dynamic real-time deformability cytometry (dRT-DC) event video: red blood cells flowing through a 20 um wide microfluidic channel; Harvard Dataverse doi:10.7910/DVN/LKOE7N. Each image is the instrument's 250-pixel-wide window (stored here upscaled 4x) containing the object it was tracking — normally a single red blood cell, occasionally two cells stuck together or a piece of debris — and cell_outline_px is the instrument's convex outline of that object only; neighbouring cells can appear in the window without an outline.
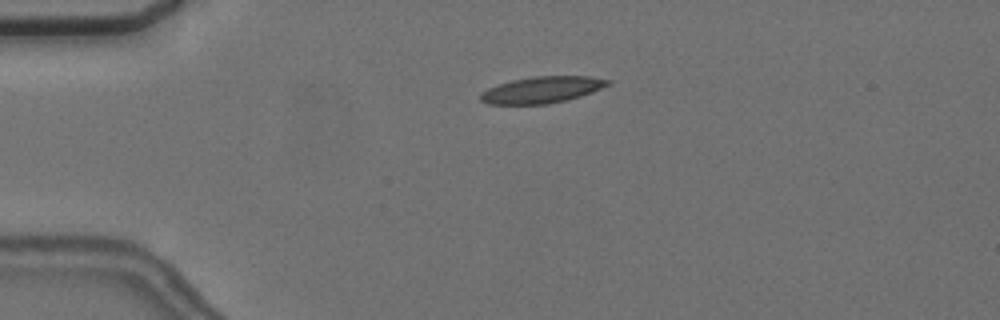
{"species": "common noctule bat (a hibernating species)", "species_latin": "Nyctalus noctula", "temperature_condition": "cold", "stored_images_in_passage": 3, "camera_frame_rate_fps": 3000, "um_per_image_px": 0.085, "animal": {"sex": "female", "body_mass_g": 24.6, "forearm_length_mm": 56.2}, "frame": {"image": 1, "passage_image": 2, "time_ms": 1.0, "image_size_px": [1000, 320], "cell_outline_px": [[612, 84], [592, 92], [580, 96], [548, 104], [488, 104], [480, 100], [480, 96], [488, 88], [512, 80], [532, 76], [588, 76], [612, 80]], "centroid_in_image_um": [46.11, 7.62], "position_along_channel_um": 38.9, "area_um2": 19.54}}